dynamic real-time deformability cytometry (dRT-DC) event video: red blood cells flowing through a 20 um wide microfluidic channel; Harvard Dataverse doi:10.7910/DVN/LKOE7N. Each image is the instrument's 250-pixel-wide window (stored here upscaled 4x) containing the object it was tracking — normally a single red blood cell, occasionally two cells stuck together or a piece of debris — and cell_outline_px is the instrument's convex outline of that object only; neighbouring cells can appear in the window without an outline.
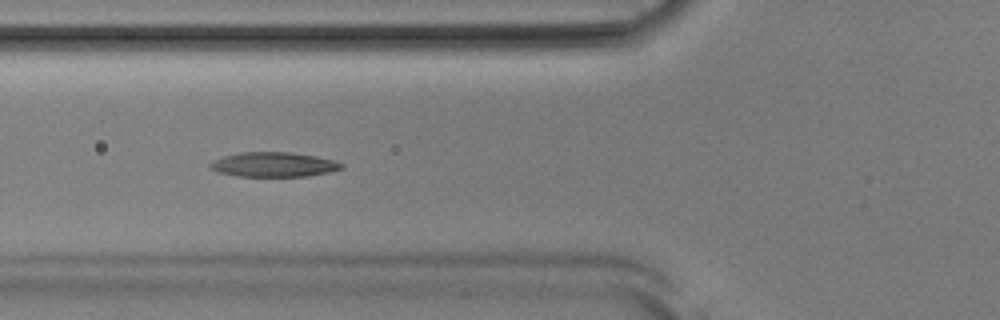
{"species": "Egyptian fruit bat (a non-hibernating species)", "species_latin": "Rousettus aegyptiacus", "temperature_condition": "room temperature", "stored_images_in_passage": 53, "camera_frame_rate_fps": 3000, "um_per_image_px": 0.085, "animal": {"sex": "male"}, "frame": {"image": 1, "passage_image": 20, "time_ms": 6.333, "image_size_px": [1000, 320], "cell_outline_px": [[344, 168], [328, 172], [308, 176], [236, 176], [216, 172], [208, 168], [208, 164], [212, 160], [224, 156], [240, 152], [292, 152], [316, 156], [332, 160], [344, 164]], "centroid_in_image_um": [23.21, 13.98], "position_along_channel_um": 102.6, "area_um2": 19.02}}
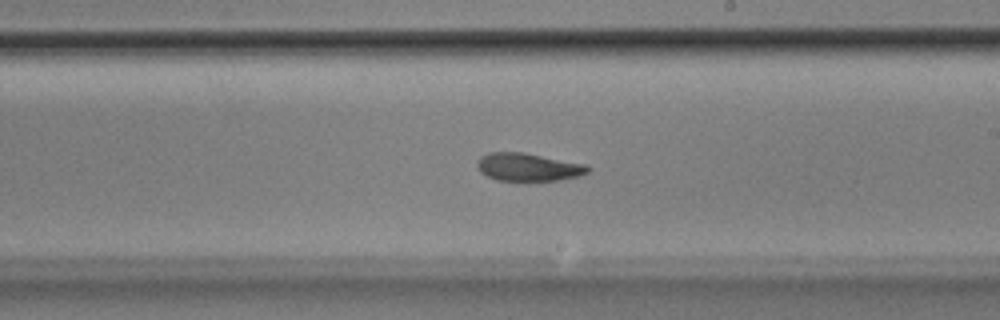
{"frame": {"image": 2, "passage_image": 31, "time_ms": 10.0, "image_size_px": [1000, 320], "cell_outline_px": [[588, 172], [580, 176], [560, 180], [496, 180], [480, 172], [476, 164], [476, 160], [480, 156], [488, 152], [524, 152], [588, 164]], "centroid_in_image_um": [44.89, 14.18], "position_along_channel_um": 244.1, "area_um2": 18.15}}
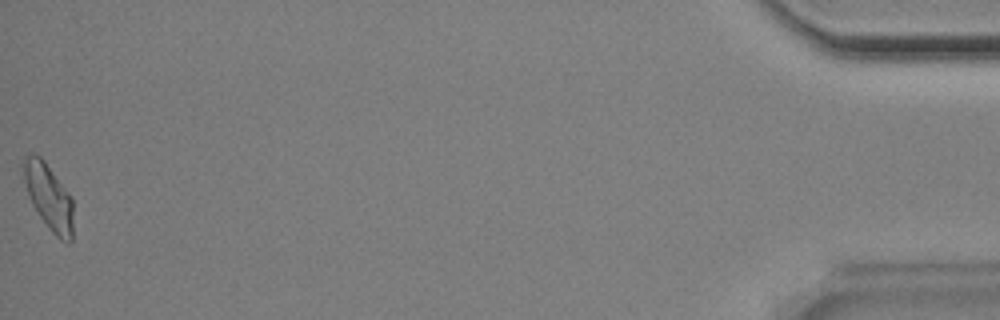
{"frame": {"image": 3, "passage_image": 53, "time_ms": 17.333, "image_size_px": [1000, 320], "cell_outline_px": [[72, 244], [68, 244], [60, 240], [52, 232], [40, 216], [32, 204], [24, 180], [24, 156], [32, 152], [36, 152], [44, 160], [72, 196]], "centroid_in_image_um": [4.17, 16.73], "position_along_channel_um": 431.0, "area_um2": 19.02}, "authors_computed_cell_mechanics": {"area_um2": 18.6116, "velocity_mm_per_s": 3.859, "shape_relaxation_time_tau1_ms": 5.1113, "shape_relaxation_time_tau2_ms": 9.2587, "deformation_change_tau1": 0.1708, "deformation_change_tau2": 0.1425}}